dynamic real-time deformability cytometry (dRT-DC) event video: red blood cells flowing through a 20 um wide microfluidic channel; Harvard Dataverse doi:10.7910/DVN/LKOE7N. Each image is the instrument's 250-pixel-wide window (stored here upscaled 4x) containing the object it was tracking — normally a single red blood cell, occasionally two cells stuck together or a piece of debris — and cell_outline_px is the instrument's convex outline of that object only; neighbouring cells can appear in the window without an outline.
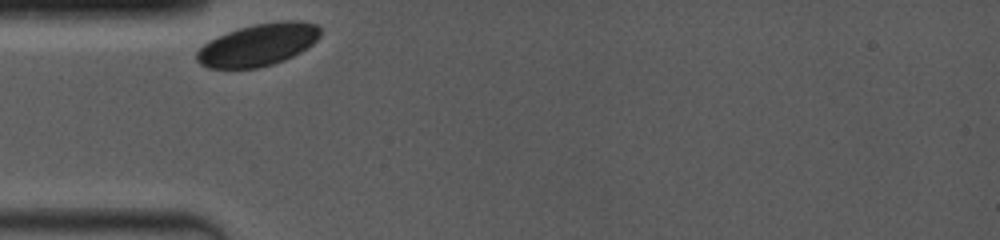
{"species": "common noctule bat (a hibernating species)", "species_latin": "Nyctalus noctula", "temperature_condition": "room temperature", "stored_images_in_passage": 56, "camera_frame_rate_fps": 4000, "um_per_image_px": 0.085, "animal": {"sex": "female", "body_mass_g": 19.0, "forearm_length_mm": 53.3}, "frame": {"image": 1, "passage_image": 1, "time_ms": 0.0, "image_size_px": [1000, 240], "cell_outline_px": [[320, 36], [312, 44], [300, 52], [284, 60], [272, 64], [256, 68], [208, 68], [200, 64], [196, 60], [196, 52], [204, 44], [228, 32], [240, 28], [256, 24], [280, 20], [300, 20], [316, 24], [320, 28]], "centroid_in_image_um": [21.96, 3.8], "position_along_channel_um": 63.0, "area_um2": 30.17}}
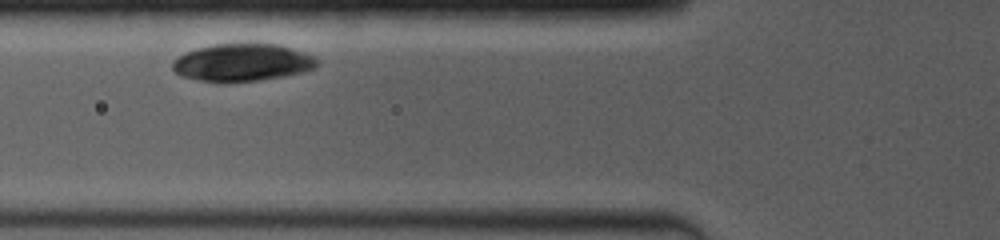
{"frame": {"image": 2, "passage_image": 8, "time_ms": 1.25, "image_size_px": [1000, 240], "cell_outline_px": [[320, 64], [316, 68], [304, 72], [284, 76], [260, 80], [224, 84], [220, 84], [180, 76], [172, 68], [172, 60], [184, 52], [196, 48], [212, 44], [280, 44], [304, 52], [312, 56]], "centroid_in_image_um": [20.57, 5.33], "position_along_channel_um": 105.2, "area_um2": 32.19}}